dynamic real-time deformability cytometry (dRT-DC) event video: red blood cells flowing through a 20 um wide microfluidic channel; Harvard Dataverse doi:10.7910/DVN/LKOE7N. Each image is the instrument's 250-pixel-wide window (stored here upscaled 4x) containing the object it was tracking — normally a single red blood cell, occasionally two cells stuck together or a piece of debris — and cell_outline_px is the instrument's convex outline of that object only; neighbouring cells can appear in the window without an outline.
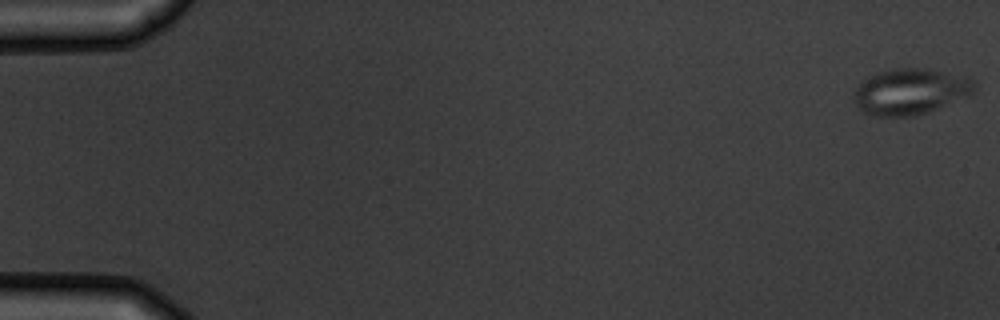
{"species": "common noctule bat (a hibernating species)", "species_latin": "Nyctalus noctula", "temperature_condition": "warm", "stored_images_in_passage": 8, "camera_frame_rate_fps": 3000, "um_per_image_px": 0.085, "animal": {"sex": "male", "body_mass_g": 19.5, "forearm_length_mm": 54.6}, "frame": {"image": 1, "passage_image": 1, "time_ms": 0.0, "image_size_px": [1000, 320], "cell_outline_px": [[976, 92], [968, 96], [928, 112], [916, 116], [872, 116], [864, 112], [852, 100], [852, 92], [864, 80], [880, 72], [892, 68], [928, 68], [968, 76], [976, 80]], "centroid_in_image_um": [77.43, 7.77], "position_along_channel_um": 7.6, "area_um2": 32.71}}